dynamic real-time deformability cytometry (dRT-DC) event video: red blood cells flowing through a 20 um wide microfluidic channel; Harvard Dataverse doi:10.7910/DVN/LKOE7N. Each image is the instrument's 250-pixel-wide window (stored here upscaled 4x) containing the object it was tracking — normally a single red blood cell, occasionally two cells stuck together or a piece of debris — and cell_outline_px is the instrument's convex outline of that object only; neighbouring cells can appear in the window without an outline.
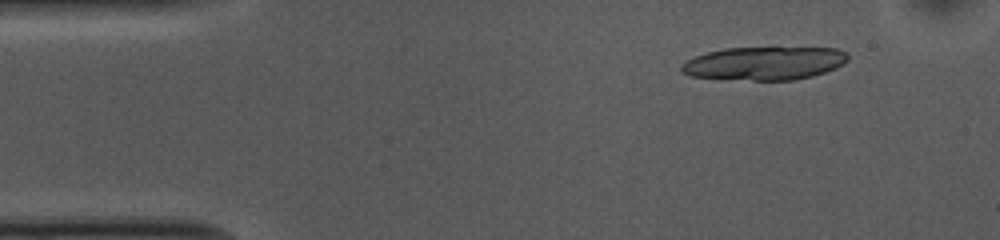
{"species": "common noctule bat (a hibernating species)", "species_latin": "Nyctalus noctula", "temperature_condition": "cold", "stored_images_in_passage": 15, "camera_frame_rate_fps": 3000, "um_per_image_px": 0.085, "animal": {"sex": "female", "body_mass_g": 10.0, "forearm_length_mm": 53.1}, "frame": {"image": 1, "passage_image": 5, "time_ms": 1.333, "image_size_px": [1000, 240], "cell_outline_px": [[848, 60], [844, 64], [836, 68], [812, 76], [792, 80], [752, 80], [688, 76], [680, 72], [680, 64], [696, 56], [708, 52], [724, 48], [772, 44], [836, 48], [848, 52]], "centroid_in_image_um": [65.03, 5.31], "position_along_channel_um": 20.0, "area_um2": 33.87}}